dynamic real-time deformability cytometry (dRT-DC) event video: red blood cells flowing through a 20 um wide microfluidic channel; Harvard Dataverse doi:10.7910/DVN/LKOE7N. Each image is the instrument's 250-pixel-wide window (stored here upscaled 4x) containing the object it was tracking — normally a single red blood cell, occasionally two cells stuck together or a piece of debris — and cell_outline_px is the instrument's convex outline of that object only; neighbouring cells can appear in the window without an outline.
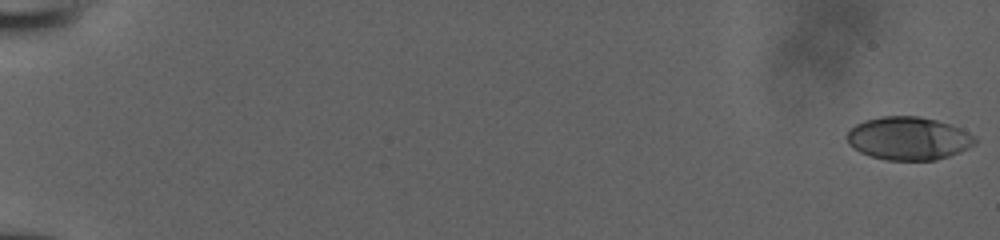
{"species": "human", "species_latin": "Homo sapiens", "temperature_condition": "room temperature", "stored_images_in_passage": 54, "camera_frame_rate_fps": 3000, "um_per_image_px": 0.085, "donor": {"sex": "male"}, "frame": {"image": 1, "passage_image": 1, "time_ms": 0.0, "image_size_px": [1000, 240], "cell_outline_px": [[976, 144], [960, 152], [936, 160], [888, 160], [872, 156], [860, 152], [848, 144], [844, 136], [856, 124], [864, 120], [880, 116], [920, 116], [936, 120], [960, 128], [972, 136], [976, 140]], "centroid_in_image_um": [77.18, 11.76], "position_along_channel_um": 7.8, "area_um2": 32.08}}
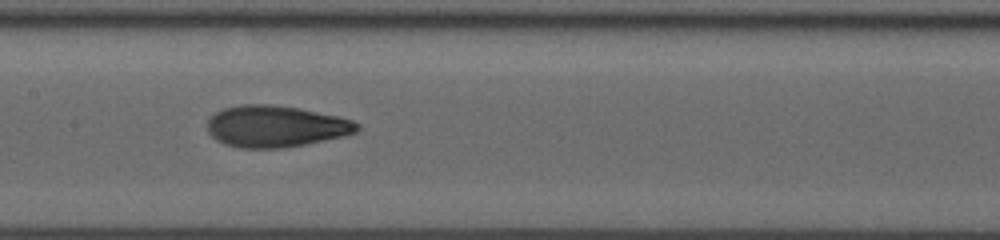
{"frame": {"image": 2, "passage_image": 30, "time_ms": 9.667, "image_size_px": [1000, 240], "cell_outline_px": [[360, 128], [356, 132], [344, 136], [284, 148], [240, 148], [224, 144], [216, 140], [208, 132], [208, 120], [216, 112], [224, 108], [240, 104], [268, 104], [300, 108], [336, 116], [352, 120], [360, 124]], "centroid_in_image_um": [23.43, 10.74], "position_along_channel_um": 184.0, "area_um2": 36.24}}
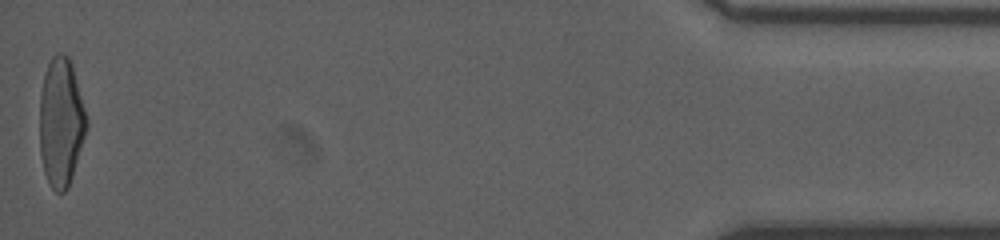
{"frame": {"image": 3, "passage_image": 54, "time_ms": 17.667, "image_size_px": [1000, 240], "cell_outline_px": [[88, 124], [72, 176], [68, 188], [64, 192], [56, 192], [48, 184], [44, 172], [40, 156], [40, 92], [44, 72], [52, 56], [56, 52], [60, 52], [68, 56], [72, 64], [88, 120]], "centroid_in_image_um": [5.17, 10.37], "position_along_channel_um": 430.0, "area_um2": 35.32}}